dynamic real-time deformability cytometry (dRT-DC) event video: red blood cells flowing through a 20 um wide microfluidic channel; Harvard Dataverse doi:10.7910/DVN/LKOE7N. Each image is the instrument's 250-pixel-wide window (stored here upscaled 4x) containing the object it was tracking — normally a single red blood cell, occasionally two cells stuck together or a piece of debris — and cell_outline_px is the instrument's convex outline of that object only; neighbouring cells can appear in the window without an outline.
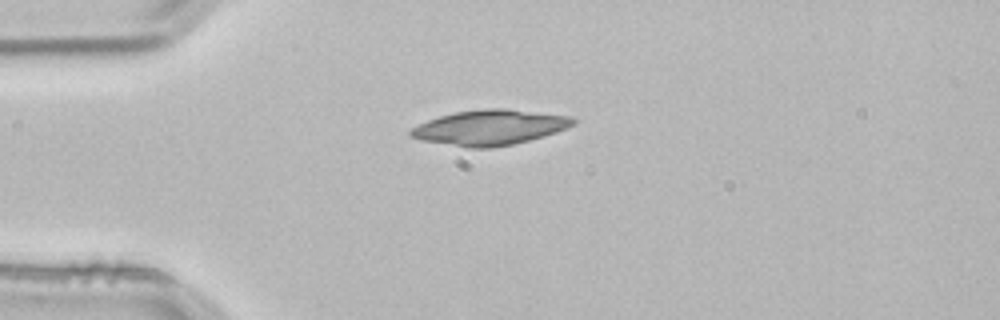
{"species": "common noctule bat (a hibernating species)", "species_latin": "Nyctalus noctula", "temperature_condition": "room temperature", "stored_images_in_passage": 4, "camera_frame_rate_fps": 3000, "um_per_image_px": 0.085, "animal": {"sex": "male", "body_mass_g": 21.5, "forearm_length_mm": 52.0}, "frame": {"image": 1, "passage_image": 4, "time_ms": 1.0, "image_size_px": [1000, 320], "cell_outline_px": [[576, 124], [568, 128], [544, 136], [512, 144], [492, 148], [468, 148], [420, 140], [412, 136], [408, 132], [412, 128], [428, 120], [440, 116], [456, 112], [484, 108], [504, 108], [572, 116], [576, 120]], "centroid_in_image_um": [41.67, 10.83], "position_along_channel_um": 43.3, "area_um2": 33.29}}